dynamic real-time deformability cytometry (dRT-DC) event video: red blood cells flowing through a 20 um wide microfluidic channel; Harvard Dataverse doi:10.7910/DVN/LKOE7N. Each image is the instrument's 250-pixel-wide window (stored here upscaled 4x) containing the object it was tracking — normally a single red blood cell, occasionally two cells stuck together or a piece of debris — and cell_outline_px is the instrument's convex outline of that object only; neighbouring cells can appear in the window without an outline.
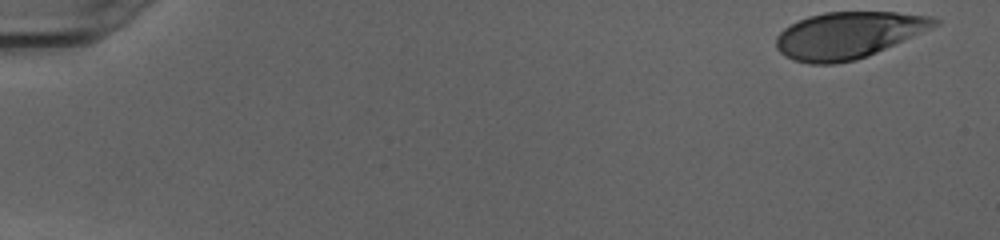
{"species": "human", "species_latin": "Homo sapiens", "temperature_condition": "cold", "stored_images_in_passage": 50, "camera_frame_rate_fps": 3000, "um_per_image_px": 0.085, "donor": {"sex": "female"}, "frame": {"image": 1, "passage_image": 1, "time_ms": 0.0, "image_size_px": [1000, 240], "cell_outline_px": [[940, 24], [932, 28], [876, 52], [856, 60], [836, 64], [808, 64], [792, 60], [784, 56], [776, 48], [776, 36], [784, 28], [808, 16], [824, 12], [896, 12], [932, 16], [940, 20]], "centroid_in_image_um": [72.09, 2.99], "position_along_channel_um": 12.9, "area_um2": 43.0}}
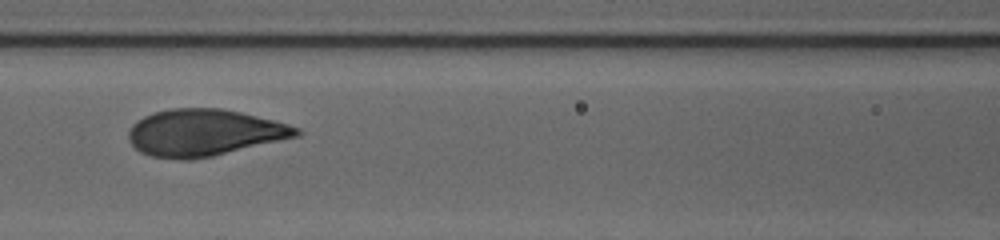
{"frame": {"image": 2, "passage_image": 23, "time_ms": 7.333, "image_size_px": [1000, 240], "cell_outline_px": [[304, 132], [300, 136], [212, 156], [148, 156], [140, 152], [128, 140], [128, 132], [132, 124], [136, 120], [144, 116], [156, 112], [172, 108], [220, 108], [240, 112], [288, 124], [300, 128]], "centroid_in_image_um": [17.39, 11.23], "position_along_channel_um": 149.2, "area_um2": 44.8}}
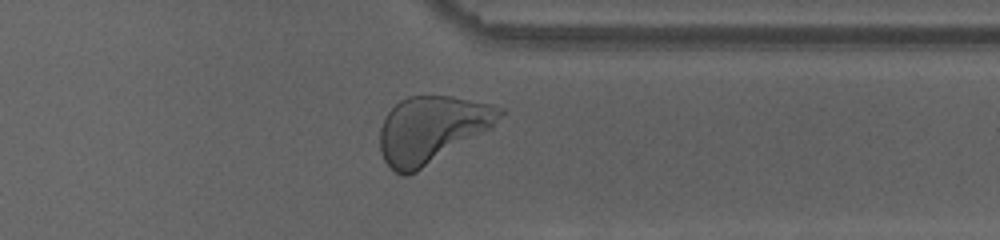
{"frame": {"image": 3, "passage_image": 40, "time_ms": 13.0, "image_size_px": [1000, 240], "cell_outline_px": [[504, 112], [492, 128], [416, 172], [408, 176], [404, 176], [396, 172], [384, 160], [380, 152], [380, 128], [388, 112], [400, 100], [408, 96], [452, 96], [492, 104], [504, 108]], "centroid_in_image_um": [36.71, 11.0], "position_along_channel_um": 374.7, "area_um2": 46.47}, "authors_computed_cell_mechanics": {"area_um2": 44.6794, "velocity_mm_per_s": 4.004, "shape_relaxation_time_tau1_ms": 2.6341, "shape_relaxation_time_tau2_ms": null, "deformation_change_tau1": 0.1785, "deformation_change_tau2": null}}